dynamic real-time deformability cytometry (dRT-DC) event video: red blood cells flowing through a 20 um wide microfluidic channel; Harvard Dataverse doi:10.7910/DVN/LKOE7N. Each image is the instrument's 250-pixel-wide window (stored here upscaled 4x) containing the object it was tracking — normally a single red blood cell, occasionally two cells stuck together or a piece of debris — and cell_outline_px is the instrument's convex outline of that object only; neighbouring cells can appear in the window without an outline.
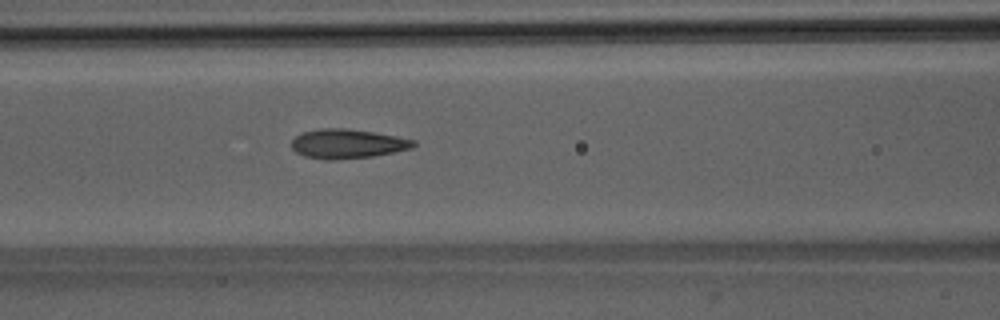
{"species": "Egyptian fruit bat (a non-hibernating species)", "species_latin": "Rousettus aegyptiacus", "temperature_condition": "room temperature", "stored_images_in_passage": 42, "camera_frame_rate_fps": 3000, "um_per_image_px": 0.085, "animal": {"sex": "male"}, "frame": {"image": 1, "passage_image": 12, "time_ms": 3.667, "image_size_px": [1000, 320], "cell_outline_px": [[416, 144], [412, 148], [396, 152], [372, 156], [336, 160], [324, 160], [304, 156], [296, 152], [292, 148], [292, 140], [296, 136], [304, 132], [320, 128], [348, 128], [396, 136], [416, 140]], "centroid_in_image_um": [29.54, 12.22], "position_along_channel_um": 137.1, "area_um2": 20.92}}
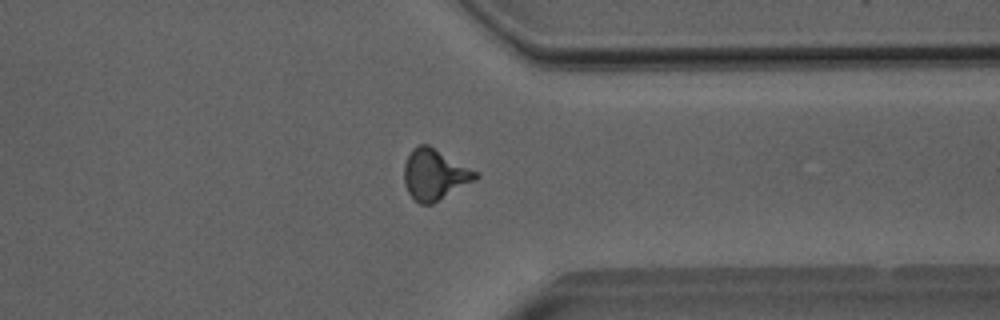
{"frame": {"image": 2, "passage_image": 30, "time_ms": 9.667, "image_size_px": [1000, 320], "cell_outline_px": [[480, 176], [476, 180], [432, 204], [420, 204], [408, 192], [404, 180], [404, 164], [412, 148], [420, 144], [428, 144], [480, 172]], "centroid_in_image_um": [36.98, 14.82], "position_along_channel_um": 374.4, "area_um2": 21.27}}
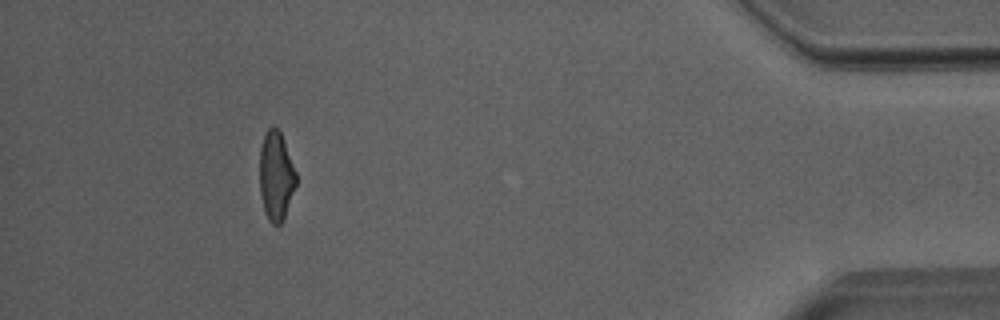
{"frame": {"image": 3, "passage_image": 37, "time_ms": 12.0, "image_size_px": [1000, 320], "cell_outline_px": [[296, 184], [284, 220], [280, 224], [272, 224], [268, 220], [264, 212], [260, 192], [260, 148], [264, 136], [268, 128], [272, 124], [280, 132], [296, 172]], "centroid_in_image_um": [23.45, 14.99], "position_along_channel_um": 411.7, "area_um2": 18.84}, "authors_computed_cell_mechanics": {"area_um2": 20.2011, "velocity_mm_per_s": 4.0071, "shape_relaxation_time_tau1_ms": 6.5902, "shape_relaxation_time_tau2_ms": 1.2142, "deformation_change_tau1": 0.2031, "deformation_change_tau2": 0.0891}}